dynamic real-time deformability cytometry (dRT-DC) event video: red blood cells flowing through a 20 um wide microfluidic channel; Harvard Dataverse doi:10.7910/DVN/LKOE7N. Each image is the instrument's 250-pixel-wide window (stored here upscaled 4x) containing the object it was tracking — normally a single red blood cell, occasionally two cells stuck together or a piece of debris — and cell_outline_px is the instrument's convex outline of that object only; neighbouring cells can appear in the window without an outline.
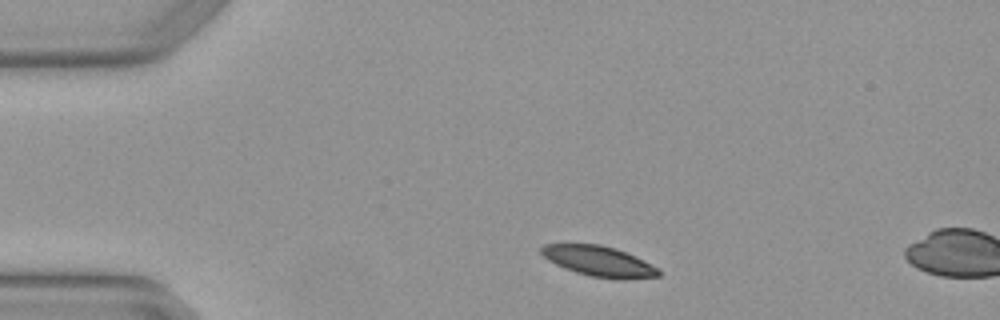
{"species": "Egyptian fruit bat (a non-hibernating species)", "species_latin": "Rousettus aegyptiacus", "temperature_condition": "warm", "stored_images_in_passage": 2, "camera_frame_rate_fps": 3000, "um_per_image_px": 0.085, "animal": {"sex": "female"}, "frame": {"image": 1, "passage_image": 1, "time_ms": 0.0, "image_size_px": [1000, 320], "cell_outline_px": [[660, 276], [624, 280], [620, 280], [588, 276], [564, 268], [548, 260], [540, 252], [540, 248], [544, 244], [600, 244], [616, 248], [636, 256], [660, 268]], "centroid_in_image_um": [50.95, 22.21], "position_along_channel_um": 34.1, "area_um2": 21.04}}